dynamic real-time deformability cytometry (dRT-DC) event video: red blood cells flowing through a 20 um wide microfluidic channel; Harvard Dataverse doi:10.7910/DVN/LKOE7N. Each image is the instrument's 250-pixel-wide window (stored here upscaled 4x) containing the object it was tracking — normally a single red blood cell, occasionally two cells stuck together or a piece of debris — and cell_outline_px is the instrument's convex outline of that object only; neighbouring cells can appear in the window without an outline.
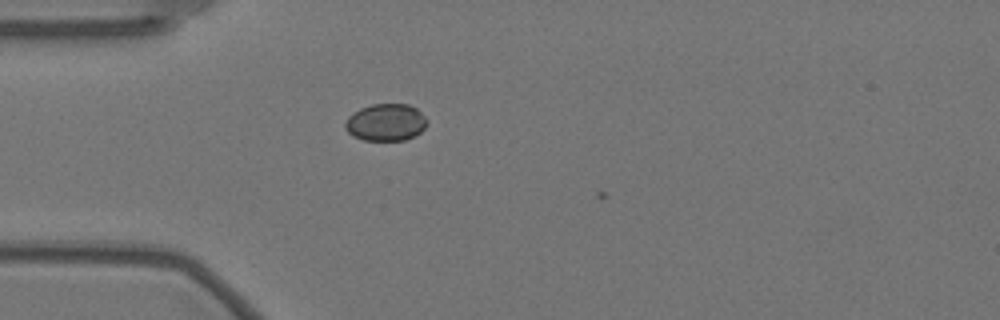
{"species": "Egyptian fruit bat (a non-hibernating species)", "species_latin": "Rousettus aegyptiacus", "temperature_condition": "warm", "stored_images_in_passage": 9, "camera_frame_rate_fps": 3000, "um_per_image_px": 0.085, "animal": {"sex": "female"}, "frame": {"image": 1, "passage_image": 8, "time_ms": 2.333, "image_size_px": [1000, 320], "cell_outline_px": [[428, 124], [416, 136], [404, 140], [364, 140], [348, 132], [344, 128], [344, 124], [348, 116], [352, 112], [360, 108], [372, 104], [408, 104], [416, 108], [428, 120]], "centroid_in_image_um": [32.8, 10.39], "position_along_channel_um": 52.2, "area_um2": 17.8}}